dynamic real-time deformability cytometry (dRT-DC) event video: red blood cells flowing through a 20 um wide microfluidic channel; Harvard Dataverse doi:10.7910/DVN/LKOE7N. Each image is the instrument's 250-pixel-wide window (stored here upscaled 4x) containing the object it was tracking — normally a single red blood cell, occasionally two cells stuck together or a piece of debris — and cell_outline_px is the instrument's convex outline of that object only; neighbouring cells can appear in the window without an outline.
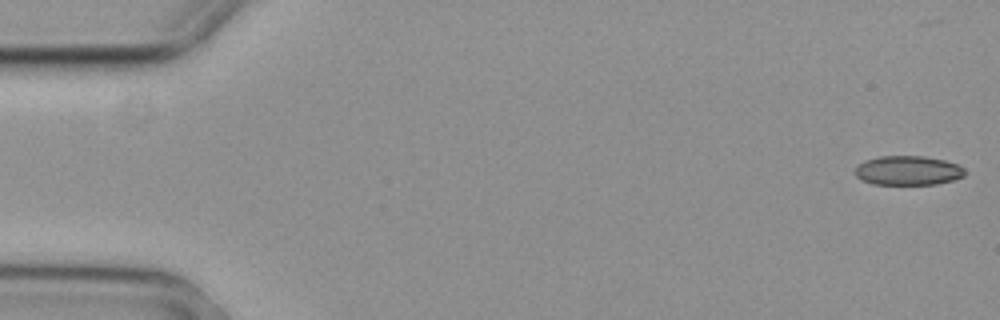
{"species": "common noctule bat (a hibernating species)", "species_latin": "Nyctalus noctula", "temperature_condition": "cold", "stored_images_in_passage": 4, "camera_frame_rate_fps": 3000, "um_per_image_px": 0.085, "animal": {"sex": "female", "body_mass_g": 29.2, "forearm_length_mm": 56.3}, "frame": {"image": 1, "passage_image": 1, "time_ms": 0.0, "image_size_px": [1000, 320], "cell_outline_px": [[968, 172], [964, 176], [952, 180], [936, 184], [872, 184], [860, 180], [856, 176], [856, 168], [864, 160], [880, 156], [924, 156], [944, 160], [960, 164]], "centroid_in_image_um": [77.21, 14.49], "position_along_channel_um": 7.8, "area_um2": 18.9}}
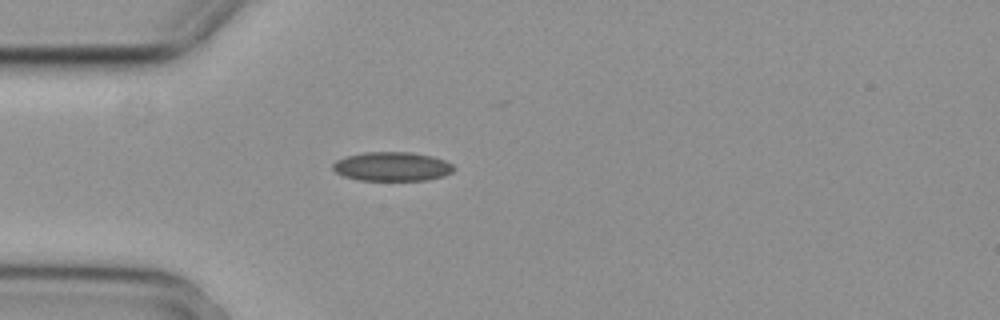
{"frame": {"image": 2, "passage_image": 4, "time_ms": 1.0, "image_size_px": [1000, 320], "cell_outline_px": [[456, 168], [452, 172], [444, 176], [428, 180], [360, 180], [344, 176], [336, 172], [332, 168], [332, 164], [336, 160], [348, 156], [364, 152], [412, 152], [432, 156], [444, 160], [452, 164]], "centroid_in_image_um": [33.35, 14.15], "position_along_channel_um": 51.6, "area_um2": 20.52}}